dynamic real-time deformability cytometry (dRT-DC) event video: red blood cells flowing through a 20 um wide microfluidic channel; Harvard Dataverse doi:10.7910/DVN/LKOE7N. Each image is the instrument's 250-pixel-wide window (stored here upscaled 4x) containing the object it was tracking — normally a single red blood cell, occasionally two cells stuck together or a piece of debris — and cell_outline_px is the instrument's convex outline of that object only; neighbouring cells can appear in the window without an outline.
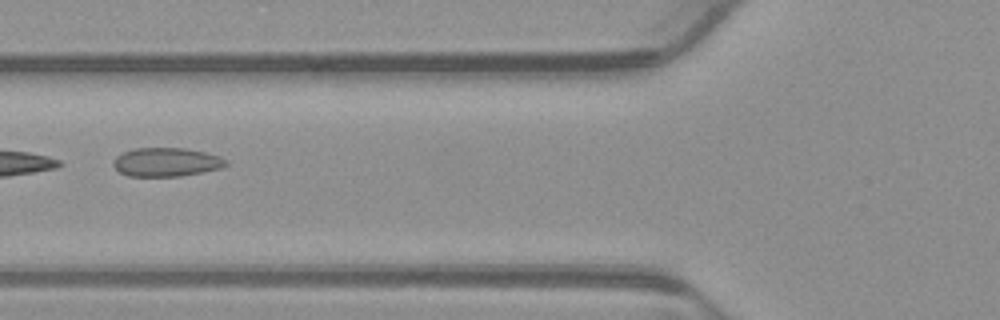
{"species": "common noctule bat (a hibernating species)", "species_latin": "Nyctalus noctula", "temperature_condition": "warm", "stored_images_in_passage": 12, "camera_frame_rate_fps": 3000, "um_per_image_px": 0.085, "animal": {"sex": "male", "body_mass_g": 23.1, "forearm_length_mm": 52.7}, "frame": {"image": 1, "passage_image": 4, "time_ms": 1.0, "image_size_px": [1000, 320], "cell_outline_px": [[228, 164], [220, 168], [204, 172], [180, 176], [128, 176], [120, 172], [112, 164], [112, 160], [116, 156], [124, 152], [136, 148], [184, 148], [204, 152], [220, 156], [228, 160]], "centroid_in_image_um": [14.15, 13.78], "position_along_channel_um": 111.7, "area_um2": 18.9}}
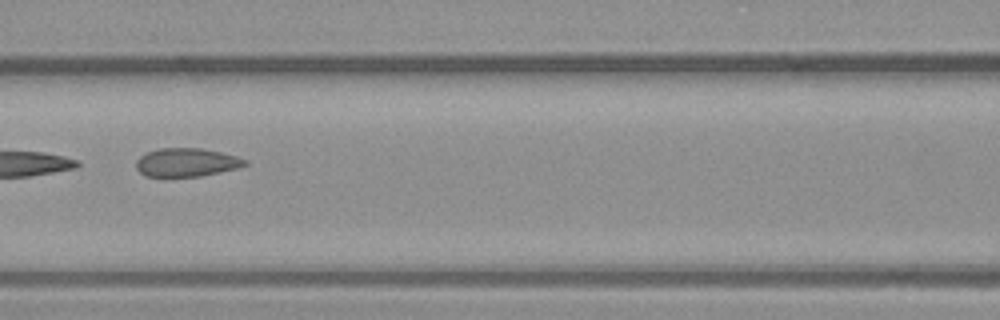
{"frame": {"image": 2, "passage_image": 7, "time_ms": 2.0, "image_size_px": [1000, 320], "cell_outline_px": [[248, 164], [236, 168], [220, 172], [200, 176], [144, 176], [136, 168], [136, 160], [140, 156], [148, 152], [160, 148], [200, 148], [220, 152], [236, 156], [248, 160]], "centroid_in_image_um": [15.85, 13.8], "position_along_channel_um": 150.8, "area_um2": 17.92}}